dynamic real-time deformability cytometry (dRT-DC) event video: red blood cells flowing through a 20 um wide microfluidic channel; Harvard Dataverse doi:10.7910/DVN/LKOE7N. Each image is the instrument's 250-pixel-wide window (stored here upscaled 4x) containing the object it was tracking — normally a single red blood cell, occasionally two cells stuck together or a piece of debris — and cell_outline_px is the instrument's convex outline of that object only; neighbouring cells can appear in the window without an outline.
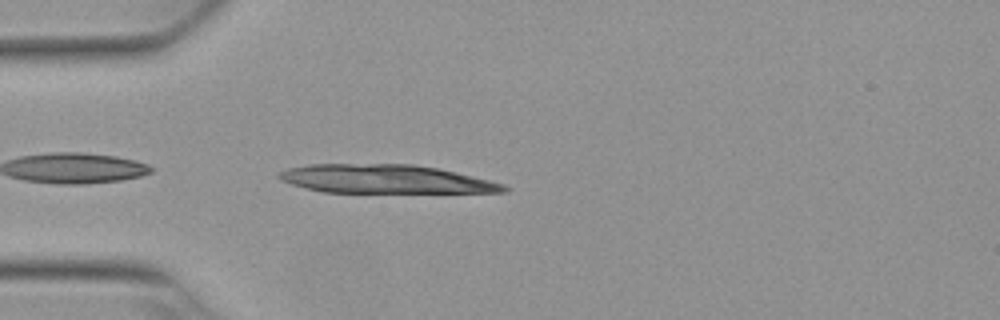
{"species": "Egyptian fruit bat (a non-hibernating species)", "species_latin": "Rousettus aegyptiacus", "temperature_condition": "warm", "stored_images_in_passage": 38, "camera_frame_rate_fps": 3000, "um_per_image_px": 0.085, "animal": {"sex": "female"}, "frame": {"image": 1, "passage_image": 1, "time_ms": 0.0, "image_size_px": [1000, 320], "cell_outline_px": [[512, 188], [508, 192], [324, 192], [292, 184], [280, 180], [276, 176], [280, 172], [288, 168], [308, 164], [416, 164], [440, 168], [504, 184]], "centroid_in_image_um": [32.78, 15.21], "position_along_channel_um": 52.2, "area_um2": 37.4}}